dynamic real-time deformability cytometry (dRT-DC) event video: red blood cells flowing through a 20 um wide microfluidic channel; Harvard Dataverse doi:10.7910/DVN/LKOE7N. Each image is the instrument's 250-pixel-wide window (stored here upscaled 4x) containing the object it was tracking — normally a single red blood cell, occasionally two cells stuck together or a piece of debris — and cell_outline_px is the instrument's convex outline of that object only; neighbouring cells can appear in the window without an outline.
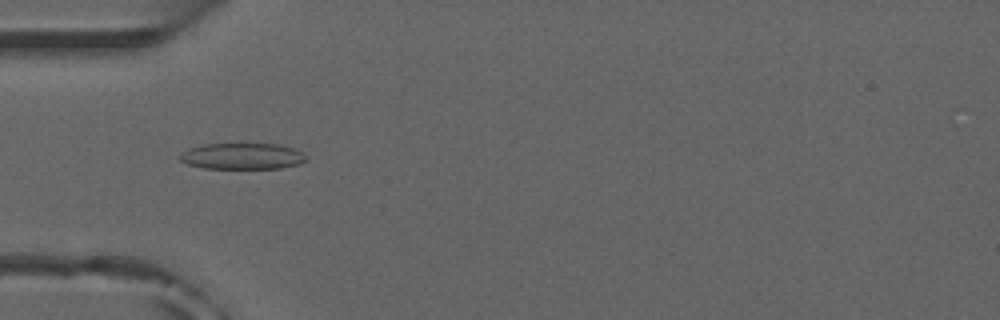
{"species": "common noctule bat (a hibernating species)", "species_latin": "Nyctalus noctula", "temperature_condition": "room temperature", "stored_images_in_passage": 52, "camera_frame_rate_fps": 3000, "um_per_image_px": 0.085, "animal": {"sex": "male", "forearm_length_mm": 52.5}, "frame": {"image": 1, "passage_image": 16, "time_ms": 5.0, "image_size_px": [1000, 320], "cell_outline_px": [[308, 160], [300, 164], [280, 168], [204, 168], [188, 164], [180, 160], [180, 156], [188, 148], [204, 144], [276, 144], [292, 148], [300, 152]], "centroid_in_image_um": [20.59, 13.28], "position_along_channel_um": 64.4, "area_um2": 19.02}}